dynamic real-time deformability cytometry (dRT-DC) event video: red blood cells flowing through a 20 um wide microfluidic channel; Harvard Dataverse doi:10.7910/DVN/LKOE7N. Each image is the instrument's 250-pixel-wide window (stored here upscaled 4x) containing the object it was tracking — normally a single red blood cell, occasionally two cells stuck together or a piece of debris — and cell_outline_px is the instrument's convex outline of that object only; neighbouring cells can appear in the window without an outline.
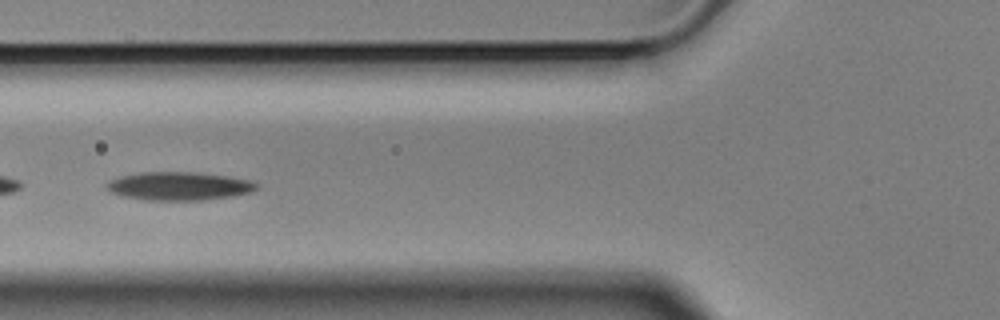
{"species": "Egyptian fruit bat (a non-hibernating species)", "species_latin": "Rousettus aegyptiacus", "temperature_condition": "cold", "stored_images_in_passage": 46, "camera_frame_rate_fps": 3000, "um_per_image_px": 0.085, "animal": {"sex": "male"}, "frame": {"image": 1, "passage_image": 15, "time_ms": 4.667, "image_size_px": [1000, 320], "cell_outline_px": [[260, 184], [252, 192], [232, 196], [204, 200], [148, 200], [124, 196], [112, 192], [104, 188], [112, 180], [120, 176], [140, 172], [196, 172], [228, 176], [252, 180]], "centroid_in_image_um": [15.27, 15.81], "position_along_channel_um": 110.5, "area_um2": 24.74}}
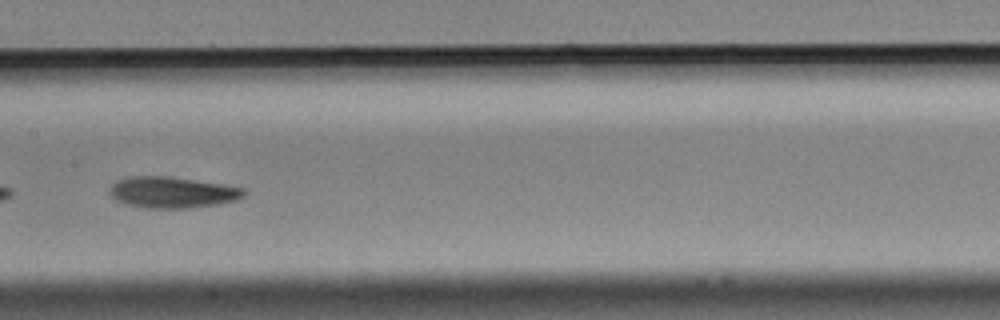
{"frame": {"image": 2, "passage_image": 22, "time_ms": 7.0, "image_size_px": [1000, 320], "cell_outline_px": [[248, 192], [244, 196], [236, 200], [220, 204], [188, 208], [144, 208], [128, 204], [116, 200], [108, 192], [112, 184], [116, 180], [128, 176], [172, 176], [248, 188]], "centroid_in_image_um": [14.69, 16.34], "position_along_channel_um": 192.7, "area_um2": 24.8}}
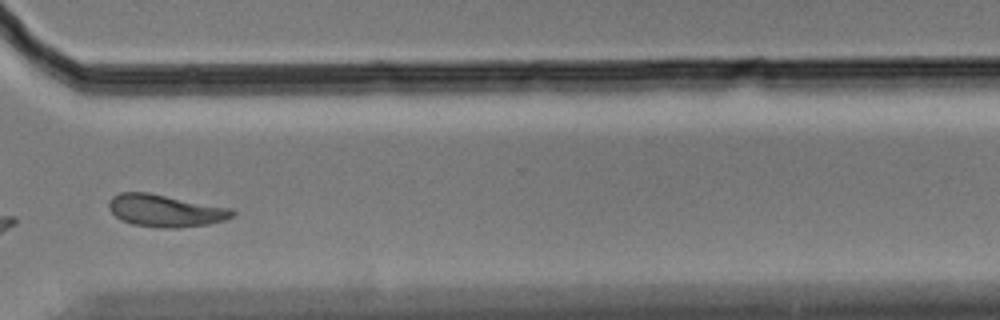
{"frame": {"image": 3, "passage_image": 36, "time_ms": 11.667, "image_size_px": [1000, 320], "cell_outline_px": [[236, 212], [232, 216], [224, 220], [208, 224], [176, 228], [160, 228], [132, 224], [120, 220], [108, 208], [108, 200], [112, 196], [120, 192], [148, 192], [232, 208]], "centroid_in_image_um": [14.03, 17.9], "position_along_channel_um": 356.6, "area_um2": 23.35}, "authors_computed_cell_mechanics": {"area_um2": 24.1026, "velocity_mm_per_s": 3.5113, "shape_relaxation_time_tau1_ms": 3.678, "shape_relaxation_time_tau2_ms": 6.0658, "deformation_change_tau1": 0.12, "deformation_change_tau2": 0.1152}}